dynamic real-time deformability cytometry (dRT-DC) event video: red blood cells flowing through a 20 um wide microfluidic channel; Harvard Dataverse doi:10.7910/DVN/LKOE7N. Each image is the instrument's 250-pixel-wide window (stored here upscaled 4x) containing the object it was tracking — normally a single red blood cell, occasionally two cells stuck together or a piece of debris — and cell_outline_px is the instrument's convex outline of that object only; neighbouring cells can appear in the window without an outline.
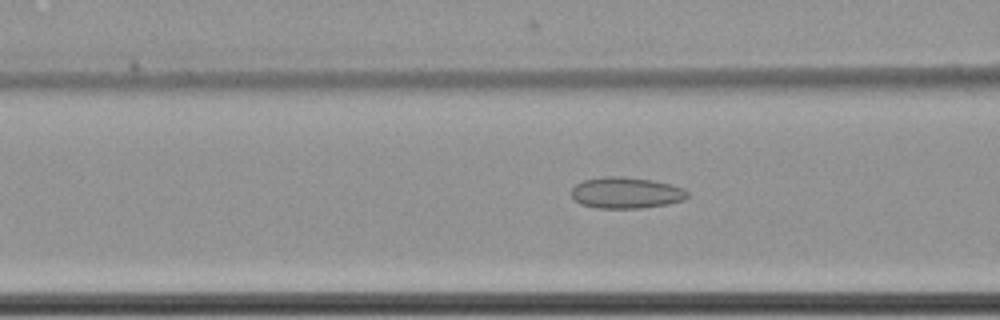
{"species": "common noctule bat (a hibernating species)", "species_latin": "Nyctalus noctula", "temperature_condition": "cold", "stored_images_in_passage": 15, "camera_frame_rate_fps": 3000, "um_per_image_px": 0.085, "animal": {"sex": "female", "body_mass_g": 22.7, "forearm_length_mm": 54.2}, "frame": {"image": 1, "passage_image": 5, "time_ms": 1.333, "image_size_px": [1000, 320], "cell_outline_px": [[688, 196], [684, 200], [668, 204], [640, 208], [596, 208], [580, 204], [572, 200], [572, 188], [576, 184], [584, 180], [604, 176], [624, 176], [652, 180], [672, 184], [684, 188], [688, 192]], "centroid_in_image_um": [53.21, 16.38], "position_along_channel_um": 113.4, "area_um2": 21.39}}
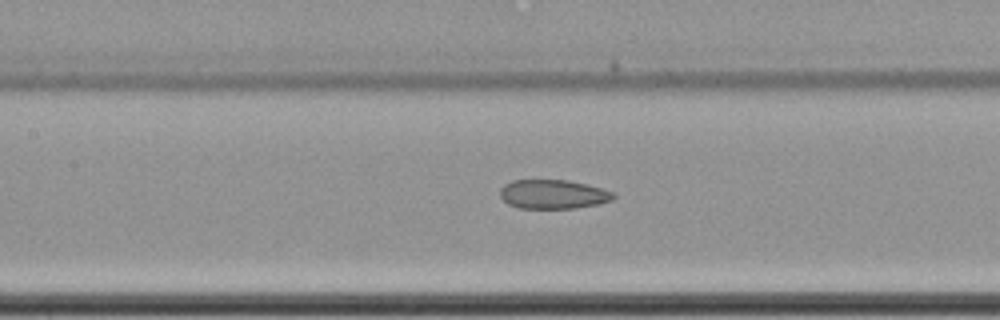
{"frame": {"image": 2, "passage_image": 9, "time_ms": 2.667, "image_size_px": [1000, 320], "cell_outline_px": [[616, 196], [612, 200], [596, 204], [576, 208], [520, 208], [508, 204], [500, 196], [500, 188], [504, 184], [512, 180], [568, 180], [604, 188], [612, 192]], "centroid_in_image_um": [47.01, 16.5], "position_along_channel_um": 160.4, "area_um2": 19.25}}
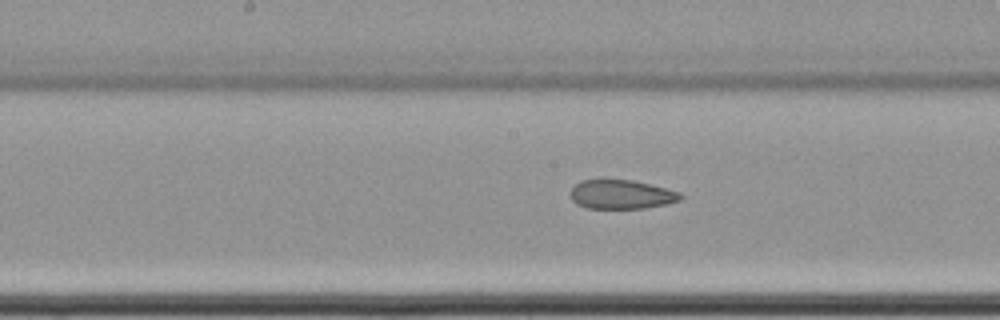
{"frame": {"image": 3, "passage_image": 12, "time_ms": 3.667, "image_size_px": [1000, 320], "cell_outline_px": [[684, 196], [680, 200], [664, 204], [644, 208], [588, 208], [576, 204], [572, 200], [572, 188], [580, 180], [600, 176], [632, 180], [680, 192]], "centroid_in_image_um": [52.76, 16.48], "position_along_channel_um": 195.4, "area_um2": 19.07}}